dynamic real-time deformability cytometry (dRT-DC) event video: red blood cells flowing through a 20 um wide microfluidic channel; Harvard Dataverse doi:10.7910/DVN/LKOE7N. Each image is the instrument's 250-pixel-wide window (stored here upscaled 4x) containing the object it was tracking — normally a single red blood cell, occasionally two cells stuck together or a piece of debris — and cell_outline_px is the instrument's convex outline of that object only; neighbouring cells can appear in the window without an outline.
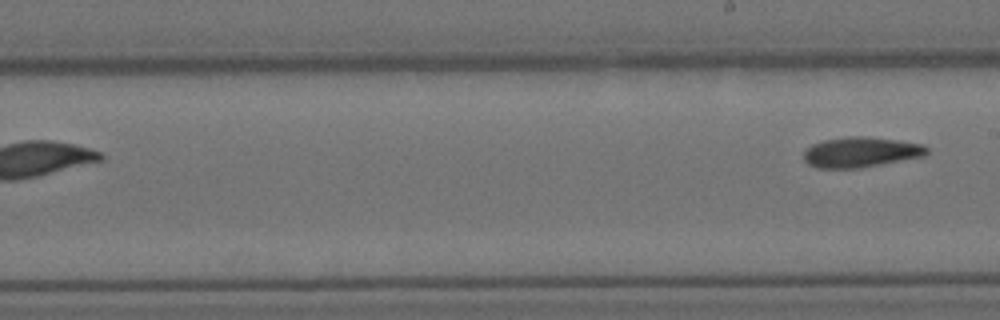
{"species": "Egyptian fruit bat (a non-hibernating species)", "species_latin": "Rousettus aegyptiacus", "temperature_condition": "cold", "stored_images_in_passage": 9, "segment_of_instrument_passage": [2, 2], "camera_frame_rate_fps": 3000, "um_per_image_px": 0.085, "animal": {"sex": "female"}, "frame": {"image": 1, "passage_image": 9, "time_ms": 9.333, "image_size_px": [1000, 320], "cell_outline_px": [[928, 152], [924, 156], [860, 168], [816, 168], [808, 164], [804, 160], [804, 152], [812, 144], [824, 140], [848, 136], [868, 136], [924, 144], [928, 148]], "centroid_in_image_um": [73.17, 12.93], "position_along_channel_um": 215.8, "area_um2": 21.73}}